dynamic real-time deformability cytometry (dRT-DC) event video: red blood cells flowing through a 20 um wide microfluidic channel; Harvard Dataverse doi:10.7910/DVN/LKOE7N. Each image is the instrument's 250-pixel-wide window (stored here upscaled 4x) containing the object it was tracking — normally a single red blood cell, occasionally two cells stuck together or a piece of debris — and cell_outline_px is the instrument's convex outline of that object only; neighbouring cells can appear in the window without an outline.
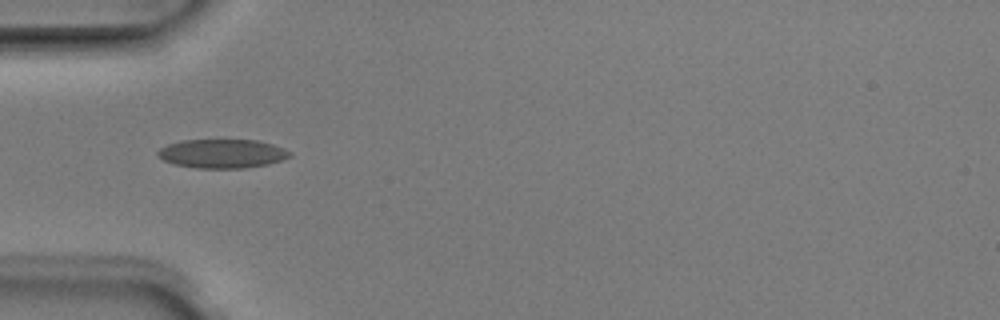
{"species": "Egyptian fruit bat (a non-hibernating species)", "species_latin": "Rousettus aegyptiacus", "temperature_condition": "room temperature", "stored_images_in_passage": 5, "camera_frame_rate_fps": 3000, "um_per_image_px": 0.085, "animal": {"sex": "male"}, "frame": {"image": 1, "passage_image": 5, "time_ms": 1.333, "image_size_px": [1000, 320], "cell_outline_px": [[292, 156], [268, 164], [244, 168], [196, 168], [176, 164], [164, 160], [156, 156], [156, 152], [160, 148], [168, 144], [180, 140], [256, 140], [272, 144], [284, 148], [292, 152]], "centroid_in_image_um": [18.88, 13.05], "position_along_channel_um": 66.1, "area_um2": 22.25}}